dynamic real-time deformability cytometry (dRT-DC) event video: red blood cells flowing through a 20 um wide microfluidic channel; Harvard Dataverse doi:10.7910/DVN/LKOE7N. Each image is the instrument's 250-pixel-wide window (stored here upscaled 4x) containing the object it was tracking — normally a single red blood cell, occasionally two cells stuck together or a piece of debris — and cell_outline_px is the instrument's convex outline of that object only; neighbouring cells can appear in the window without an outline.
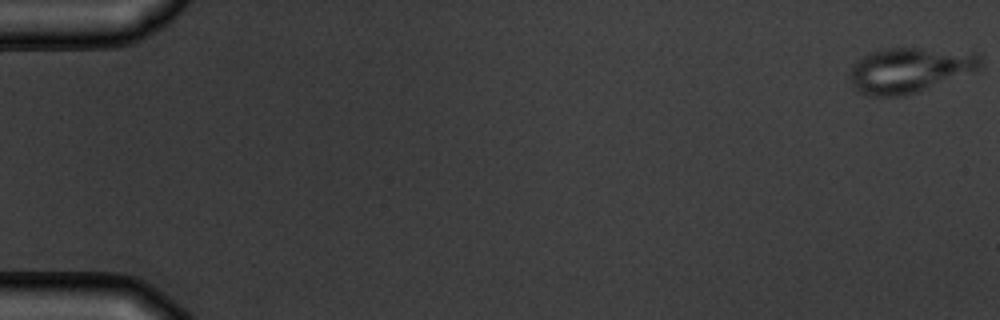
{"species": "common noctule bat (a hibernating species)", "species_latin": "Nyctalus noctula", "temperature_condition": "warm", "stored_images_in_passage": 5, "camera_frame_rate_fps": 3000, "um_per_image_px": 0.085, "animal": {"sex": "male", "body_mass_g": 19.5, "forearm_length_mm": 54.6}, "frame": {"image": 1, "passage_image": 1, "time_ms": 0.0, "image_size_px": [1000, 320], "cell_outline_px": [[980, 68], [916, 92], [904, 96], [868, 96], [860, 92], [852, 84], [848, 76], [848, 72], [852, 64], [856, 60], [868, 52], [884, 48], [920, 48], [980, 52]], "centroid_in_image_um": [77.25, 5.93], "position_along_channel_um": 7.8, "area_um2": 34.39}}